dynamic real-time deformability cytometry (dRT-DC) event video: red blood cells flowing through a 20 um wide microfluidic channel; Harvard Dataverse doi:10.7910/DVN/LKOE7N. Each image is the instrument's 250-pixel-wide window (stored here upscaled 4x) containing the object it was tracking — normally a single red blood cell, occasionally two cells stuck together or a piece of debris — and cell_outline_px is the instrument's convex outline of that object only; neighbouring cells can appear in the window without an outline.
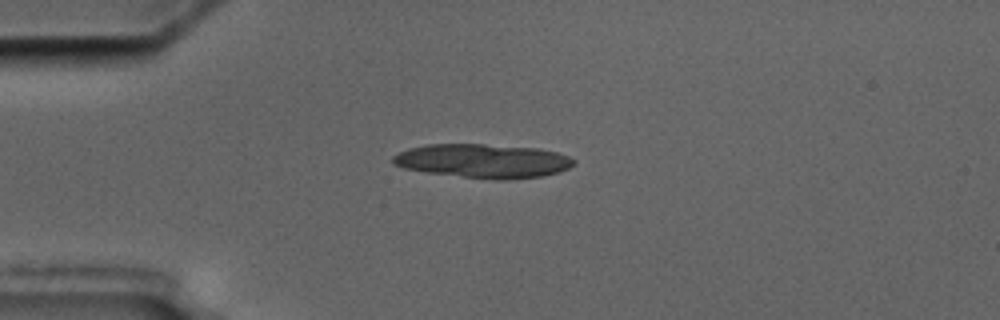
{"species": "common noctule bat (a hibernating species)", "species_latin": "Nyctalus noctula", "temperature_condition": "cold", "stored_images_in_passage": 3, "camera_frame_rate_fps": 3000, "um_per_image_px": 0.085, "animal": {"sex": "male", "body_mass_g": 17.5, "forearm_length_mm": 52.3}, "frame": {"image": 1, "passage_image": 1, "time_ms": 0.0, "image_size_px": [1000, 320], "cell_outline_px": [[576, 164], [560, 172], [540, 176], [504, 180], [496, 180], [428, 172], [404, 168], [392, 164], [392, 156], [408, 148], [424, 144], [484, 144], [540, 148], [556, 152], [568, 156], [576, 160]], "centroid_in_image_um": [41.07, 13.67], "position_along_channel_um": 43.9, "area_um2": 35.84}}